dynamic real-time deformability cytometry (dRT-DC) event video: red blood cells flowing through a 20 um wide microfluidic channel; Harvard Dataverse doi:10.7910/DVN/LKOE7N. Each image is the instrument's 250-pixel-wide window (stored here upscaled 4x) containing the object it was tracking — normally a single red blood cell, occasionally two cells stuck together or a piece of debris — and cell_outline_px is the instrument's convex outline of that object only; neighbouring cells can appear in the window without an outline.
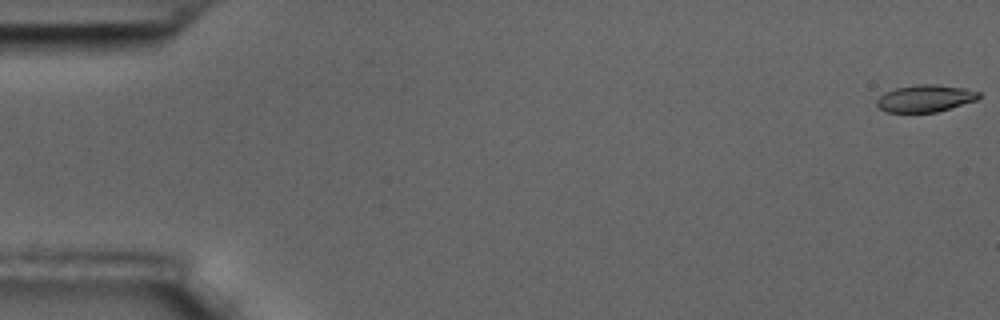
{"species": "common noctule bat (a hibernating species)", "species_latin": "Nyctalus noctula", "temperature_condition": "room temperature", "stored_images_in_passage": 59, "camera_frame_rate_fps": 3000, "um_per_image_px": 0.085, "animal": {"sex": "male", "body_mass_g": 17.5, "forearm_length_mm": 52.3}, "frame": {"image": 1, "passage_image": 1, "time_ms": 0.0, "image_size_px": [1000, 320], "cell_outline_px": [[980, 96], [976, 100], [936, 112], [884, 112], [876, 104], [876, 100], [884, 92], [896, 88], [916, 84], [932, 84], [964, 88], [980, 92]], "centroid_in_image_um": [78.61, 8.36], "position_along_channel_um": 6.4, "area_um2": 16.01}}
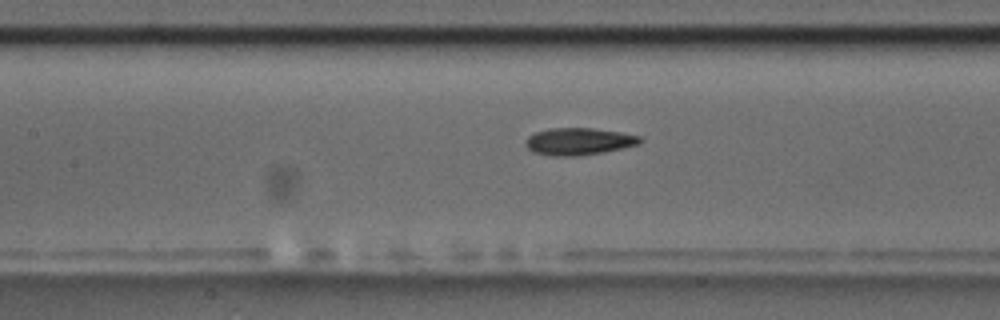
{"frame": {"image": 2, "passage_image": 27, "time_ms": 8.667, "image_size_px": [1000, 320], "cell_outline_px": [[644, 140], [640, 144], [604, 152], [576, 156], [552, 156], [532, 152], [524, 144], [524, 140], [528, 136], [536, 132], [548, 128], [592, 128], [620, 132], [640, 136]], "centroid_in_image_um": [49.18, 12.02], "position_along_channel_um": 158.2, "area_um2": 18.26}}
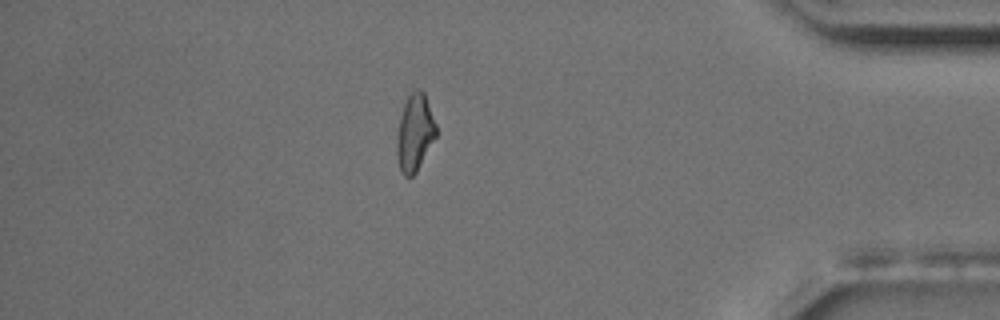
{"frame": {"image": 3, "passage_image": 51, "time_ms": 16.667, "image_size_px": [1000, 320], "cell_outline_px": [[436, 136], [416, 172], [412, 176], [404, 176], [400, 172], [396, 156], [396, 140], [400, 116], [404, 104], [408, 96], [416, 88], [420, 88], [424, 92], [436, 124]], "centroid_in_image_um": [35.24, 11.28], "position_along_channel_um": 400.0, "area_um2": 17.63}, "authors_computed_cell_mechanics": {"area_um2": 17.5134, "velocity_mm_per_s": 3.4909, "shape_relaxation_time_tau1_ms": 6.2577, "shape_relaxation_time_tau2_ms": 3.4243, "deformation_change_tau1": 0.1741, "deformation_change_tau2": 0.1139}}